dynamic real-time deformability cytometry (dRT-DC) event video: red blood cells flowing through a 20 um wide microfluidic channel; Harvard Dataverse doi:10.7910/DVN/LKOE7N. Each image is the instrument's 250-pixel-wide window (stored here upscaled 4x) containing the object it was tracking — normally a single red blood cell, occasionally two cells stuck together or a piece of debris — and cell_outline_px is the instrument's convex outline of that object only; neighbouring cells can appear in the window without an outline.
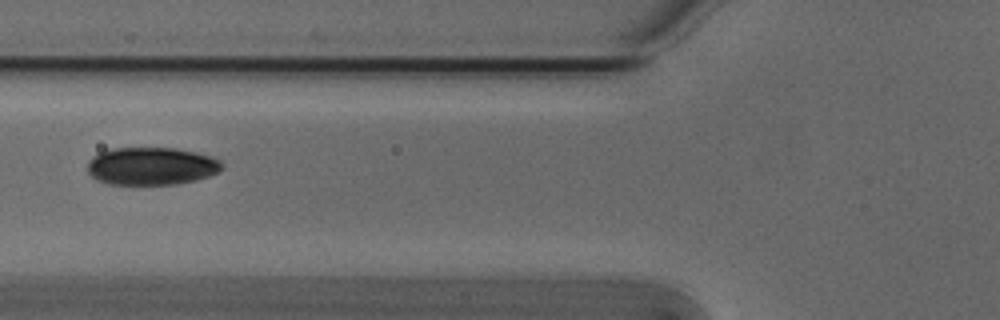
{"species": "Egyptian fruit bat (a non-hibernating species)", "species_latin": "Rousettus aegyptiacus", "temperature_condition": "cold", "stored_images_in_passage": 5, "camera_frame_rate_fps": 3000, "um_per_image_px": 0.085, "animal": {"sex": "male"}, "frame": {"image": 1, "passage_image": 5, "time_ms": 1.333, "image_size_px": [1000, 320], "cell_outline_px": [[224, 164], [220, 172], [196, 180], [176, 184], [108, 184], [96, 180], [88, 172], [88, 160], [92, 156], [100, 152], [112, 148], [176, 148], [196, 152], [212, 156], [220, 160]], "centroid_in_image_um": [12.89, 14.11], "position_along_channel_um": 112.9, "area_um2": 29.82}}